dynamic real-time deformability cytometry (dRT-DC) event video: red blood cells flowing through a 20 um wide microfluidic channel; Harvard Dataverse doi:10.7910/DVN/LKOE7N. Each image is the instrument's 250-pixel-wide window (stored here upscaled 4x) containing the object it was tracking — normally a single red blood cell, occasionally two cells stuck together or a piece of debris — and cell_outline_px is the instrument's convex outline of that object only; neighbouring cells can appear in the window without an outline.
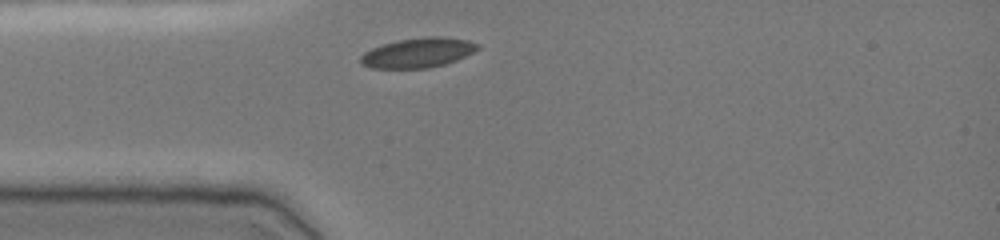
{"species": "common noctule bat (a hibernating species)", "species_latin": "Nyctalus noctula", "temperature_condition": "cold", "stored_images_in_passage": 29, "camera_frame_rate_fps": 3000, "um_per_image_px": 0.085, "animal": {"sex": "female", "body_mass_g": 19.0, "forearm_length_mm": 51.5}, "frame": {"image": 1, "passage_image": 1, "time_ms": 0.0, "image_size_px": [1000, 240], "cell_outline_px": [[480, 48], [456, 60], [444, 64], [428, 68], [372, 68], [360, 64], [360, 56], [364, 52], [372, 48], [384, 44], [400, 40], [428, 36], [440, 36], [468, 40], [480, 44]], "centroid_in_image_um": [35.52, 4.48], "position_along_channel_um": 49.5, "area_um2": 20.17}}
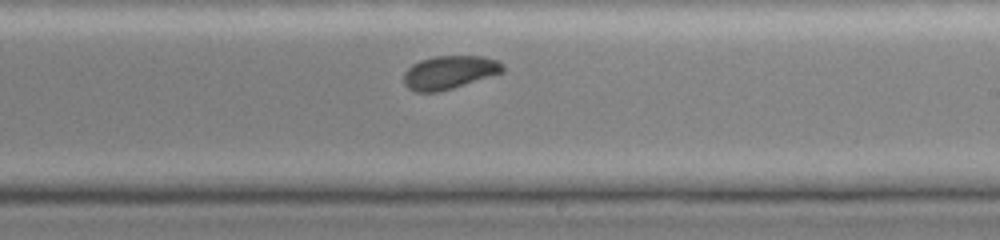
{"frame": {"image": 2, "passage_image": 17, "time_ms": 5.333, "image_size_px": [1000, 240], "cell_outline_px": [[504, 72], [440, 92], [416, 92], [408, 88], [404, 84], [404, 72], [412, 64], [420, 60], [436, 56], [484, 56], [496, 60], [504, 64]], "centroid_in_image_um": [38.2, 6.15], "position_along_channel_um": 250.8, "area_um2": 19.31}}
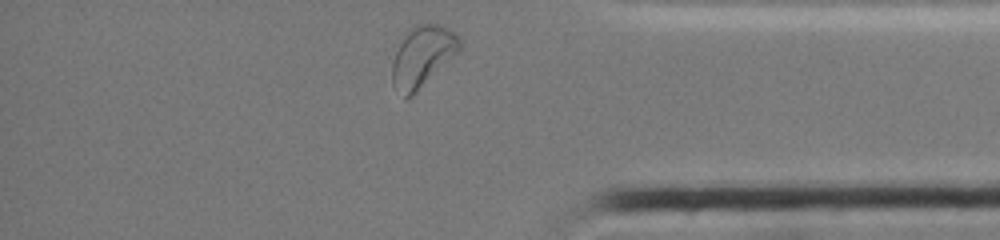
{"frame": {"image": 3, "passage_image": 29, "time_ms": 9.333, "image_size_px": [1000, 240], "cell_outline_px": [[460, 48], [412, 96], [404, 100], [392, 84], [392, 64], [396, 52], [408, 28], [416, 24], [440, 24], [448, 28], [460, 36]], "centroid_in_image_um": [35.87, 4.78], "position_along_channel_um": 399.3, "area_um2": 23.52}, "authors_computed_cell_mechanics": {"area_um2": 19.941, "velocity_mm_per_s": 3.8877, "shape_relaxation_time_tau1_ms": 2.5552, "shape_relaxation_time_tau2_ms": null, "deformation_change_tau1": 0.0764, "deformation_change_tau2": null}}